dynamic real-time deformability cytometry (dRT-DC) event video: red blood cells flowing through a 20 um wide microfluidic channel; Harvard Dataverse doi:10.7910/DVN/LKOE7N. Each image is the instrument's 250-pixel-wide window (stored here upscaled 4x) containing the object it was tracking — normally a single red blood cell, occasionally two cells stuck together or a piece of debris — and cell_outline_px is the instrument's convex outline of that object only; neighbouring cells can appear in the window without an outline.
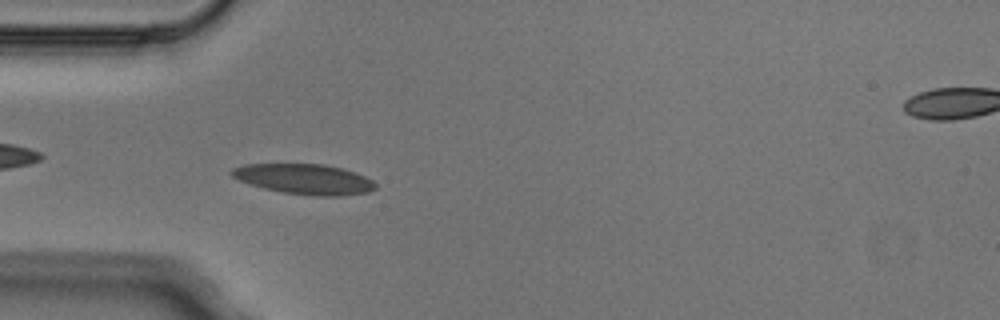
{"species": "Egyptian fruit bat (a non-hibernating species)", "species_latin": "Rousettus aegyptiacus", "temperature_condition": "cold", "stored_images_in_passage": 6, "segment_of_instrument_passage": [1, 2], "camera_frame_rate_fps": 3000, "um_per_image_px": 0.085, "animal": {"sex": "male"}, "frame": {"image": 1, "passage_image": 5, "time_ms": 1.333, "image_size_px": [1000, 320], "cell_outline_px": [[376, 188], [368, 192], [340, 196], [320, 196], [284, 192], [264, 188], [240, 180], [232, 176], [228, 172], [232, 168], [244, 164], [324, 164], [340, 168], [364, 176], [372, 180], [376, 184]], "centroid_in_image_um": [25.86, 15.22], "position_along_channel_um": 59.1, "area_um2": 25.03}}